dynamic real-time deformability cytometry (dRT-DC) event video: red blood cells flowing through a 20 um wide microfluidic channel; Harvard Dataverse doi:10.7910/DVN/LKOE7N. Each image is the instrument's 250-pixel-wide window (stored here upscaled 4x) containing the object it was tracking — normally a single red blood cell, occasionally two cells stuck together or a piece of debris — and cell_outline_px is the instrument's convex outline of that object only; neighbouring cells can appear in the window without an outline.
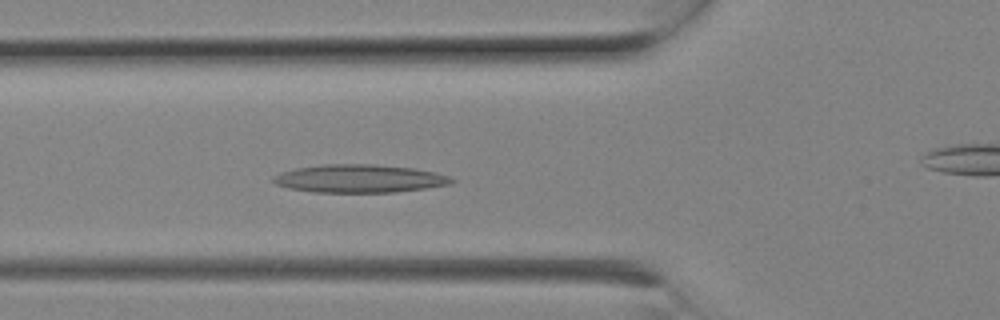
{"species": "Egyptian fruit bat (a non-hibernating species)", "species_latin": "Rousettus aegyptiacus", "temperature_condition": "room temperature", "stored_images_in_passage": 7, "camera_frame_rate_fps": 3000, "um_per_image_px": 0.085, "animal": {"sex": "female"}, "frame": {"image": 1, "passage_image": 6, "time_ms": 1.667, "image_size_px": [1000, 320], "cell_outline_px": [[456, 180], [452, 184], [396, 192], [312, 192], [288, 188], [276, 184], [272, 180], [272, 176], [280, 172], [296, 168], [320, 164], [372, 164], [412, 168], [436, 172], [448, 176]], "centroid_in_image_um": [30.52, 15.18], "position_along_channel_um": 95.3, "area_um2": 29.25}}